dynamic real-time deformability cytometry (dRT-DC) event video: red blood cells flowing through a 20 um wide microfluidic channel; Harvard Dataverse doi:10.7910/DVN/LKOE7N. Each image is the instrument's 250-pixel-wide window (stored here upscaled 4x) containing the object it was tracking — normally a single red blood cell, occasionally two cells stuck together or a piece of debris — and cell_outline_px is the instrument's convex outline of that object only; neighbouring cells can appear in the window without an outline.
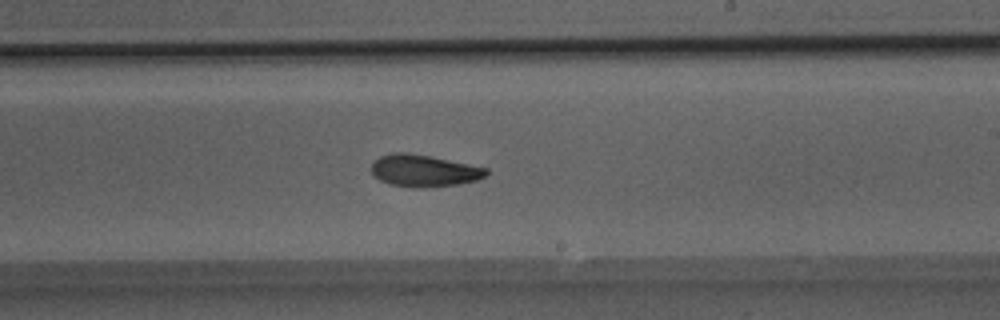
{"species": "Egyptian fruit bat (a non-hibernating species)", "species_latin": "Rousettus aegyptiacus", "temperature_condition": "room temperature", "stored_images_in_passage": 40, "camera_frame_rate_fps": 3000, "um_per_image_px": 0.085, "animal": {"sex": "male"}, "frame": {"image": 1, "passage_image": 24, "time_ms": 7.667, "image_size_px": [1000, 320], "cell_outline_px": [[488, 172], [484, 176], [476, 180], [456, 184], [424, 188], [416, 188], [388, 184], [380, 180], [372, 172], [372, 164], [380, 156], [392, 152], [408, 152], [488, 168]], "centroid_in_image_um": [36.01, 14.51], "position_along_channel_um": 253.0, "area_um2": 21.15}}
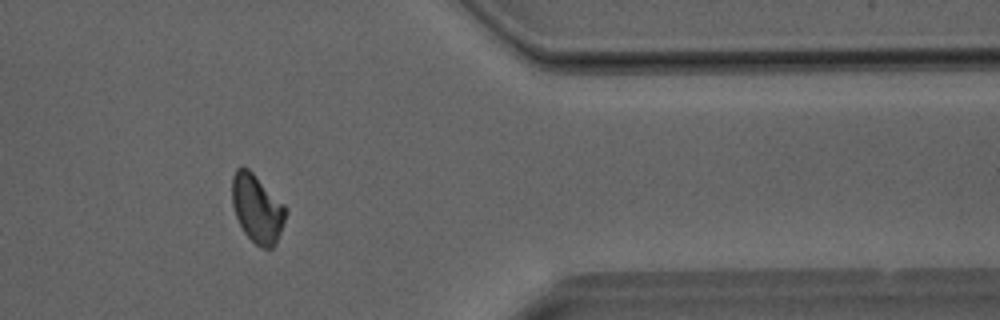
{"frame": {"image": 2, "passage_image": 33, "time_ms": 10.667, "image_size_px": [1000, 320], "cell_outline_px": [[288, 212], [280, 232], [272, 248], [264, 248], [256, 244], [244, 232], [236, 216], [232, 204], [232, 176], [236, 168], [248, 168], [288, 208]], "centroid_in_image_um": [21.86, 17.71], "position_along_channel_um": 389.5, "area_um2": 21.04}}
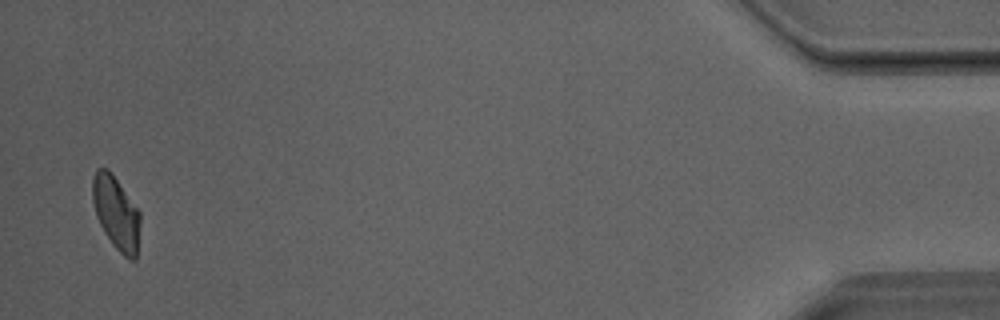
{"frame": {"image": 3, "passage_image": 39, "time_ms": 12.667, "image_size_px": [1000, 320], "cell_outline_px": [[140, 220], [136, 260], [128, 260], [112, 244], [104, 232], [96, 216], [92, 200], [92, 176], [96, 168], [108, 168], [140, 212]], "centroid_in_image_um": [9.85, 18.09], "position_along_channel_um": 425.3, "area_um2": 20.35}}